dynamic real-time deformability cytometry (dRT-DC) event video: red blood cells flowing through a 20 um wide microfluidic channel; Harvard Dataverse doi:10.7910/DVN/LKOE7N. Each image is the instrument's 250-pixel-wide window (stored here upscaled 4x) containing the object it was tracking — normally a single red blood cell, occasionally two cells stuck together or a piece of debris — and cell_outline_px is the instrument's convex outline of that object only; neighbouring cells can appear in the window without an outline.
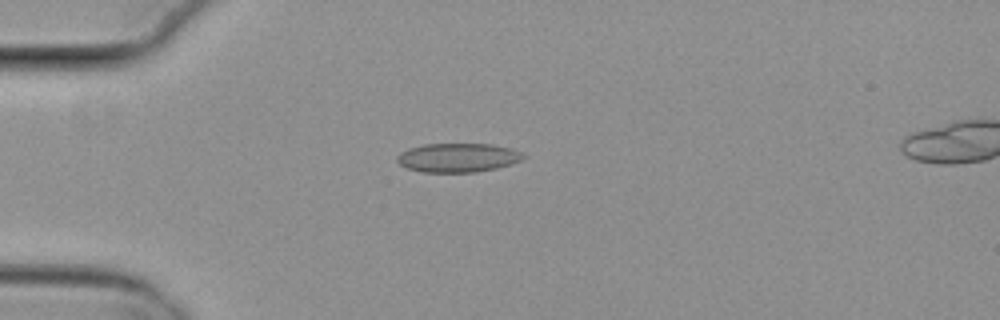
{"species": "common noctule bat (a hibernating species)", "species_latin": "Nyctalus noctula", "temperature_condition": "cold", "stored_images_in_passage": 5, "camera_frame_rate_fps": 3000, "um_per_image_px": 0.085, "animal": {"sex": "female", "body_mass_g": 29.2, "forearm_length_mm": 56.3}, "frame": {"image": 1, "passage_image": 4, "time_ms": 1.0, "image_size_px": [1000, 320], "cell_outline_px": [[528, 156], [512, 164], [496, 168], [476, 172], [424, 172], [408, 168], [400, 164], [396, 160], [396, 156], [400, 152], [408, 148], [424, 144], [492, 144], [512, 148]], "centroid_in_image_um": [38.93, 13.39], "position_along_channel_um": 46.1, "area_um2": 21.39}}